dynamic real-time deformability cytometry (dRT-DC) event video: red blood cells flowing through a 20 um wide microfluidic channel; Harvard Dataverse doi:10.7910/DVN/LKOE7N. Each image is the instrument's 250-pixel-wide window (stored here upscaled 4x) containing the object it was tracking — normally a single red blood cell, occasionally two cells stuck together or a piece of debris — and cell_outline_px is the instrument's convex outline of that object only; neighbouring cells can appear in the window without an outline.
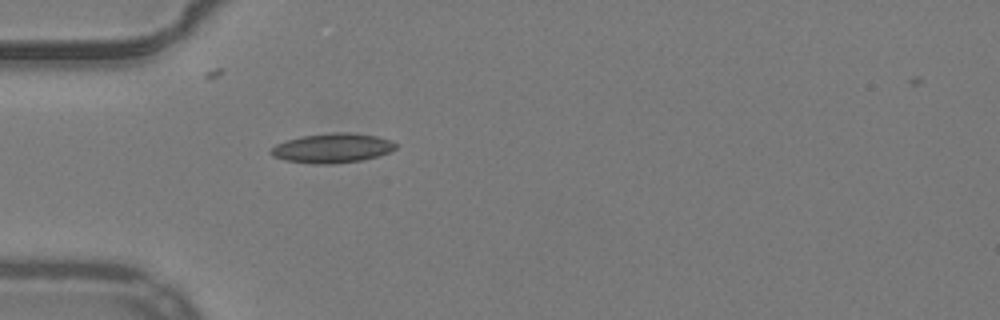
{"species": "common noctule bat (a hibernating species)", "species_latin": "Nyctalus noctula", "temperature_condition": "warm", "stored_images_in_passage": 37, "camera_frame_rate_fps": 3000, "um_per_image_px": 0.085, "animal": {"sex": "male", "body_mass_g": 19.2, "forearm_length_mm": 51.8}, "frame": {"image": 1, "passage_image": 1, "time_ms": 0.0, "image_size_px": [1000, 320], "cell_outline_px": [[400, 144], [396, 148], [388, 152], [376, 156], [360, 160], [332, 164], [316, 164], [284, 160], [272, 156], [268, 152], [276, 144], [300, 136], [332, 132], [348, 132], [376, 136], [392, 140]], "centroid_in_image_um": [28.25, 12.58], "position_along_channel_um": 56.8, "area_um2": 21.5}}
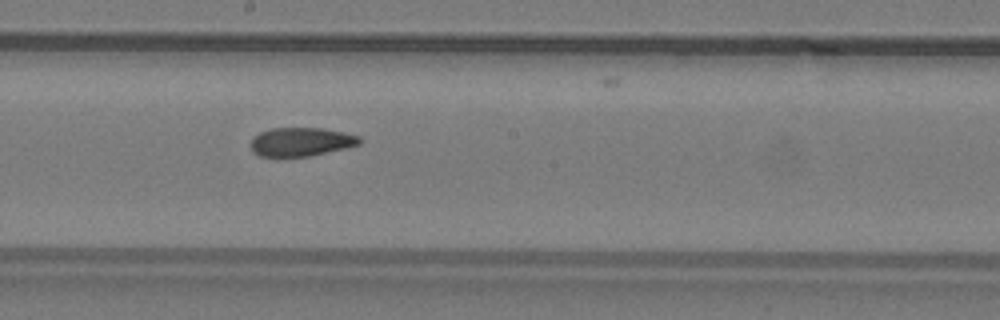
{"frame": {"image": 2, "passage_image": 14, "time_ms": 4.333, "image_size_px": [1000, 320], "cell_outline_px": [[360, 144], [348, 148], [312, 156], [260, 156], [252, 152], [252, 136], [260, 132], [272, 128], [324, 128], [344, 132], [360, 136]], "centroid_in_image_um": [25.62, 12.05], "position_along_channel_um": 222.6, "area_um2": 18.32}}
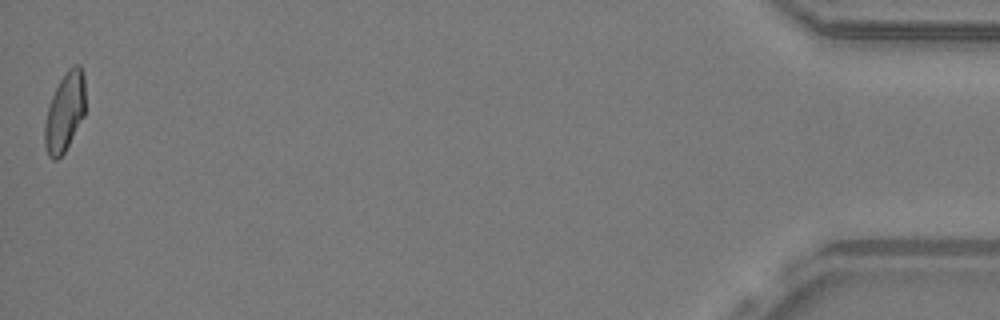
{"frame": {"image": 3, "passage_image": 37, "time_ms": 12.0, "image_size_px": [1000, 320], "cell_outline_px": [[84, 116], [64, 152], [56, 160], [52, 160], [48, 156], [44, 144], [44, 124], [48, 108], [52, 96], [60, 80], [68, 68], [72, 64], [80, 64], [84, 72]], "centroid_in_image_um": [5.5, 9.51], "position_along_channel_um": 429.7, "area_um2": 18.67}, "authors_computed_cell_mechanics": {"area_um2": 19.0162, "velocity_mm_per_s": 3.9625, "shape_relaxation_time_tau1_ms": null, "shape_relaxation_time_tau2_ms": 2.9033, "deformation_change_tau1": null, "deformation_change_tau2": 0.0872}}